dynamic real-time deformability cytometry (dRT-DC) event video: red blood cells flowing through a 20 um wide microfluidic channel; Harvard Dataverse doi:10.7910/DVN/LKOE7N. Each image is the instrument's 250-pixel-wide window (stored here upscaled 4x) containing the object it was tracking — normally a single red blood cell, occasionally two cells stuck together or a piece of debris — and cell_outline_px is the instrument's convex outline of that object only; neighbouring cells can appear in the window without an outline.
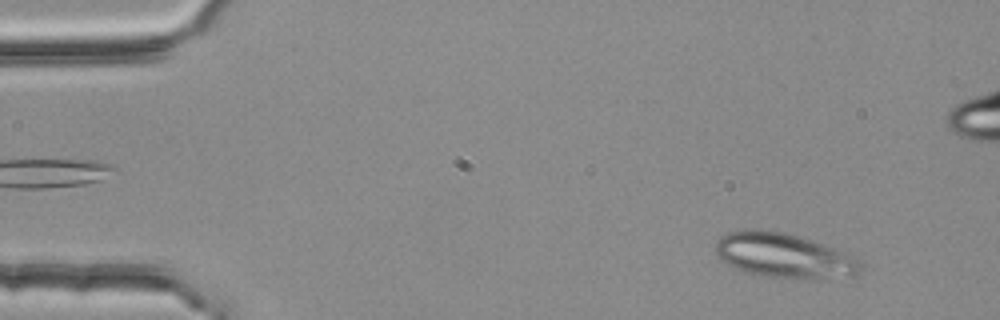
{"species": "common noctule bat (a hibernating species)", "species_latin": "Nyctalus noctula", "temperature_condition": "room temperature", "stored_images_in_passage": 4, "camera_frame_rate_fps": 3000, "um_per_image_px": 0.085, "animal": {"sex": "female", "body_mass_g": 25.1}, "frame": {"image": 1, "passage_image": 1, "time_ms": 0.0, "image_size_px": [1000, 320], "cell_outline_px": [[860, 268], [856, 272], [824, 280], [804, 280], [772, 276], [748, 272], [736, 268], [720, 260], [716, 256], [716, 240], [720, 236], [728, 232], [744, 228], [760, 228], [784, 232], [812, 240], [836, 248], [856, 256], [860, 260]], "centroid_in_image_um": [66.6, 21.69], "position_along_channel_um": 18.4, "area_um2": 38.09}}